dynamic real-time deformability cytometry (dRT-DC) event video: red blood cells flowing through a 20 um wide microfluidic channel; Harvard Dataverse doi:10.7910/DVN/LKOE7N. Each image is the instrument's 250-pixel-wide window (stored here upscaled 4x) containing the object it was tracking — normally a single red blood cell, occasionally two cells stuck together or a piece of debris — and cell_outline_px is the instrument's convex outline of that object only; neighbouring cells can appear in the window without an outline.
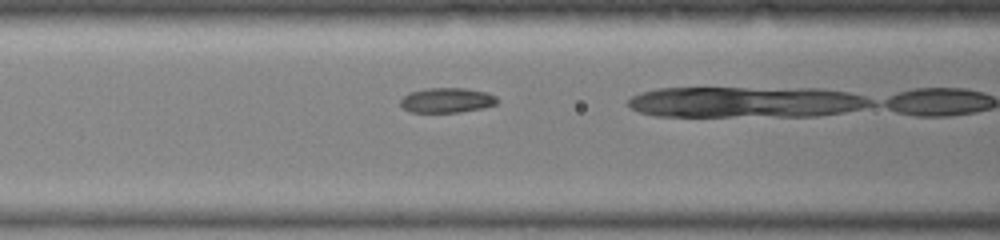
{"species": "common noctule bat (a hibernating species)", "species_latin": "Nyctalus noctula", "temperature_condition": "warm", "stored_images_in_passage": 18, "camera_frame_rate_fps": 3000, "um_per_image_px": 0.085, "animal": {"sex": "female", "body_mass_g": 19.0, "forearm_length_mm": 51.5}, "frame": {"image": 1, "passage_image": 17, "time_ms": 5.333, "image_size_px": [1000, 240], "cell_outline_px": [[500, 100], [496, 104], [484, 108], [460, 112], [412, 112], [404, 108], [400, 104], [400, 100], [408, 92], [424, 88], [464, 88], [488, 92], [496, 96]], "centroid_in_image_um": [38.01, 8.51], "position_along_channel_um": 128.6, "area_um2": 14.22}}